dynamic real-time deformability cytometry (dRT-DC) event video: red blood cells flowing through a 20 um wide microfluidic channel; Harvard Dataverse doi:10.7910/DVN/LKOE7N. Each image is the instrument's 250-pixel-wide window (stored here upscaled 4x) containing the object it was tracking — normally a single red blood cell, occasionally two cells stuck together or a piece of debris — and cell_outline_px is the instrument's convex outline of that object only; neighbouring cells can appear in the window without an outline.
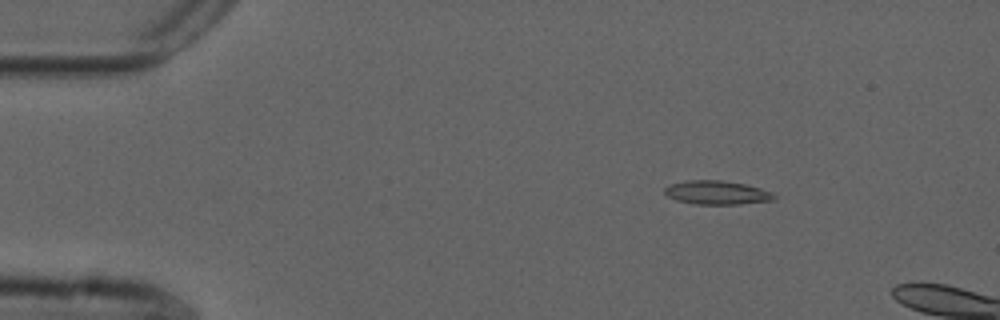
{"species": "common noctule bat (a hibernating species)", "species_latin": "Nyctalus noctula", "temperature_condition": "cold", "stored_images_in_passage": 13, "camera_frame_rate_fps": 3000, "um_per_image_px": 0.085, "animal": {"sex": "male", "forearm_length_mm": 52.5}, "frame": {"image": 1, "passage_image": 6, "time_ms": 1.667, "image_size_px": [1000, 320], "cell_outline_px": [[776, 196], [772, 200], [740, 204], [696, 204], [676, 200], [668, 196], [664, 192], [664, 188], [672, 184], [688, 180], [720, 180], [744, 184], [760, 188], [772, 192]], "centroid_in_image_um": [60.93, 16.37], "position_along_channel_um": 24.1, "area_um2": 14.97}}